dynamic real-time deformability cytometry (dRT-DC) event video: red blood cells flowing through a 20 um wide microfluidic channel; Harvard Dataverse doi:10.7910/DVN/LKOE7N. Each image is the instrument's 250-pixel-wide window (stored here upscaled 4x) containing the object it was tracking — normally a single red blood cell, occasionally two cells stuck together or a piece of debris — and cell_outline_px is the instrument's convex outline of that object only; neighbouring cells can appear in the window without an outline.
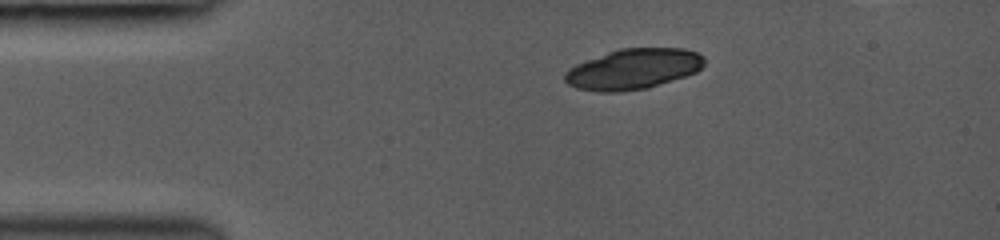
{"species": "common noctule bat (a hibernating species)", "species_latin": "Nyctalus noctula", "temperature_condition": "room temperature", "stored_images_in_passage": 37, "camera_frame_rate_fps": 3000, "um_per_image_px": 0.085, "animal": {"sex": "female", "body_mass_g": 19.0, "forearm_length_mm": 53.3}, "frame": {"image": 1, "passage_image": 1, "time_ms": 0.0, "image_size_px": [1000, 240], "cell_outline_px": [[704, 64], [696, 72], [648, 88], [616, 92], [600, 92], [576, 88], [568, 84], [564, 80], [564, 72], [576, 64], [608, 52], [620, 48], [684, 48], [696, 52], [704, 56]], "centroid_in_image_um": [53.82, 5.87], "position_along_channel_um": 31.2, "area_um2": 32.77}}